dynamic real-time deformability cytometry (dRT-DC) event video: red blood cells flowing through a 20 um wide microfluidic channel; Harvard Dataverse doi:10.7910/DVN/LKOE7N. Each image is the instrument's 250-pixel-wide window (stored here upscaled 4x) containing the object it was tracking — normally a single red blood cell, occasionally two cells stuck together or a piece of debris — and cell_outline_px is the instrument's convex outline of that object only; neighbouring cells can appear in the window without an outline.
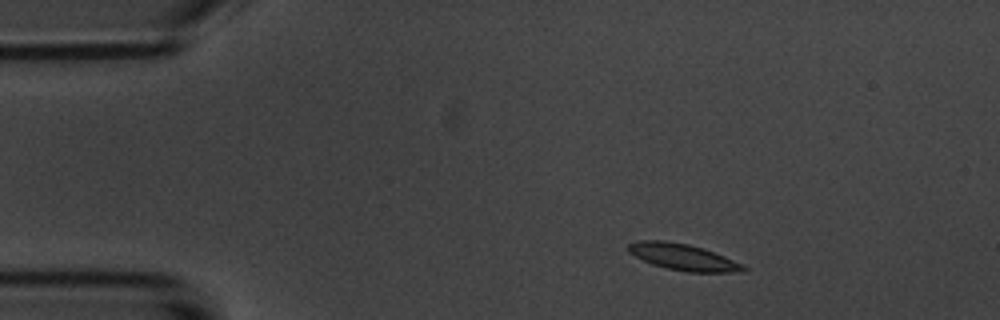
{"species": "common noctule bat (a hibernating species)", "species_latin": "Nyctalus noctula", "temperature_condition": "room temperature", "stored_images_in_passage": 4, "camera_frame_rate_fps": 3000, "um_per_image_px": 0.085, "animal": {"sex": "male", "body_mass_g": 20.1, "forearm_length_mm": 53.5}, "frame": {"image": 1, "passage_image": 2, "time_ms": 1.0, "image_size_px": [1000, 320], "cell_outline_px": [[748, 268], [744, 272], [684, 272], [664, 268], [652, 264], [628, 252], [628, 244], [640, 240], [664, 240], [688, 244], [704, 248], [744, 264]], "centroid_in_image_um": [58.09, 21.86], "position_along_channel_um": 26.9, "area_um2": 17.86}}